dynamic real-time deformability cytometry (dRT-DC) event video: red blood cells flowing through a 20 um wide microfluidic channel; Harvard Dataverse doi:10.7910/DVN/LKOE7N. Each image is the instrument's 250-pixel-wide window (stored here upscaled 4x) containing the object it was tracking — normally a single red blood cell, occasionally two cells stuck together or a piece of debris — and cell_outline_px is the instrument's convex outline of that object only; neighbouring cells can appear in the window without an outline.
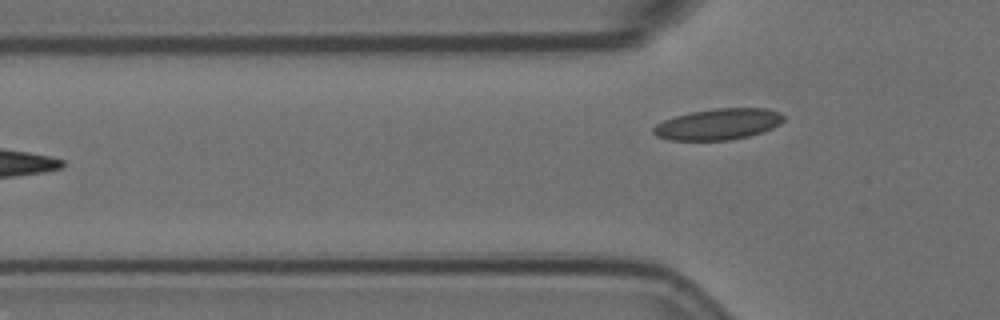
{"species": "Egyptian fruit bat (a non-hibernating species)", "species_latin": "Rousettus aegyptiacus", "temperature_condition": "room temperature", "stored_images_in_passage": 5, "camera_frame_rate_fps": 3000, "um_per_image_px": 0.085, "animal": {"sex": "female"}, "frame": {"image": 1, "passage_image": 5, "time_ms": 1.333, "image_size_px": [1000, 320], "cell_outline_px": [[784, 120], [780, 124], [764, 132], [748, 136], [728, 140], [668, 140], [656, 136], [652, 132], [652, 128], [656, 124], [664, 120], [676, 116], [692, 112], [716, 108], [768, 108], [780, 112], [784, 116]], "centroid_in_image_um": [61.06, 10.55], "position_along_channel_um": 64.7, "area_um2": 23.7}}